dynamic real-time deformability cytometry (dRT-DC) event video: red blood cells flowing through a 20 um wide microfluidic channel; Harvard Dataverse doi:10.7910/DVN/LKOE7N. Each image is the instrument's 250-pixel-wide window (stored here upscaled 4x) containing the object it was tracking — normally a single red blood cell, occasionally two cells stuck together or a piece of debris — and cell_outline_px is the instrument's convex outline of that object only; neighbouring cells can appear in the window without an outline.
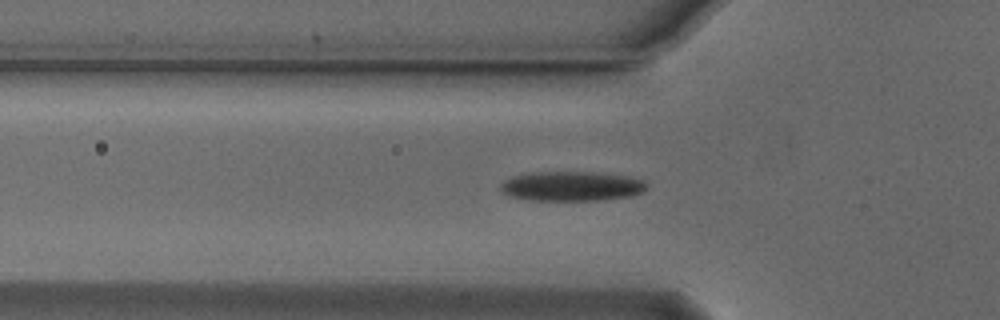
{"species": "Egyptian fruit bat (a non-hibernating species)", "species_latin": "Rousettus aegyptiacus", "temperature_condition": "cold", "stored_images_in_passage": 44, "camera_frame_rate_fps": 3000, "um_per_image_px": 0.085, "animal": {"sex": "male"}, "frame": {"image": 1, "passage_image": 14, "time_ms": 4.333, "image_size_px": [1000, 320], "cell_outline_px": [[648, 188], [644, 192], [632, 196], [604, 200], [528, 200], [508, 196], [500, 188], [500, 184], [504, 180], [512, 176], [536, 172], [592, 172], [628, 176], [644, 180], [648, 184]], "centroid_in_image_um": [48.63, 15.83], "position_along_channel_um": 77.2, "area_um2": 25.49}}
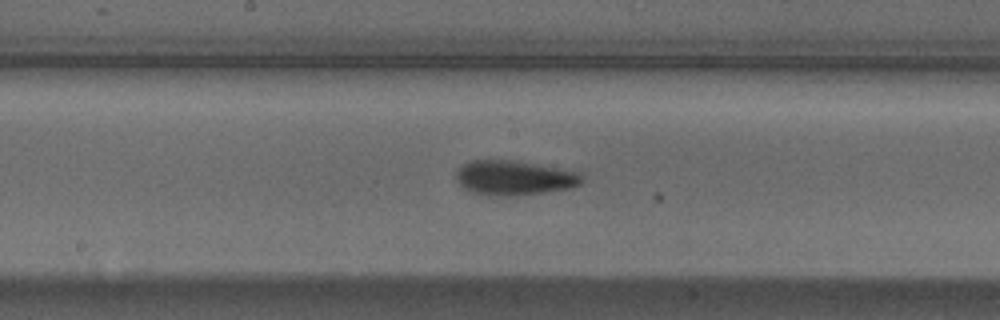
{"frame": {"image": 2, "passage_image": 24, "time_ms": 7.667, "image_size_px": [1000, 320], "cell_outline_px": [[584, 180], [580, 184], [572, 188], [516, 196], [488, 196], [468, 192], [456, 180], [456, 172], [460, 164], [468, 160], [512, 160], [580, 168], [584, 176]], "centroid_in_image_um": [43.82, 15.09], "position_along_channel_um": 204.4, "area_um2": 26.88}}
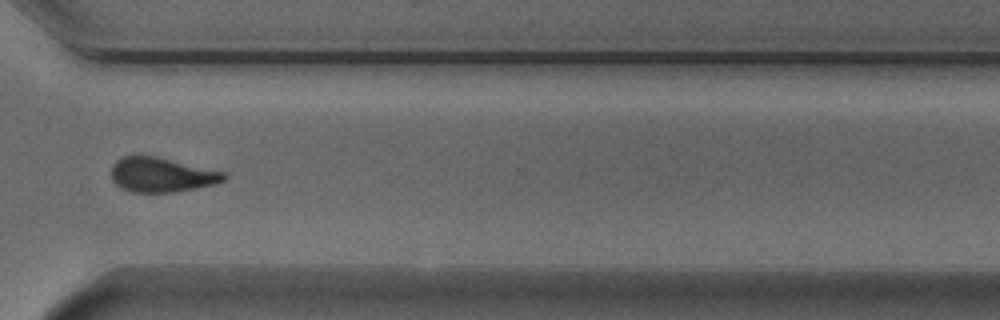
{"frame": {"image": 3, "passage_image": 36, "time_ms": 11.667, "image_size_px": [1000, 320], "cell_outline_px": [[228, 176], [224, 180], [216, 184], [176, 192], [132, 192], [120, 188], [112, 180], [112, 164], [120, 156], [156, 156], [224, 172]], "centroid_in_image_um": [13.72, 14.86], "position_along_channel_um": 356.9, "area_um2": 22.72}}